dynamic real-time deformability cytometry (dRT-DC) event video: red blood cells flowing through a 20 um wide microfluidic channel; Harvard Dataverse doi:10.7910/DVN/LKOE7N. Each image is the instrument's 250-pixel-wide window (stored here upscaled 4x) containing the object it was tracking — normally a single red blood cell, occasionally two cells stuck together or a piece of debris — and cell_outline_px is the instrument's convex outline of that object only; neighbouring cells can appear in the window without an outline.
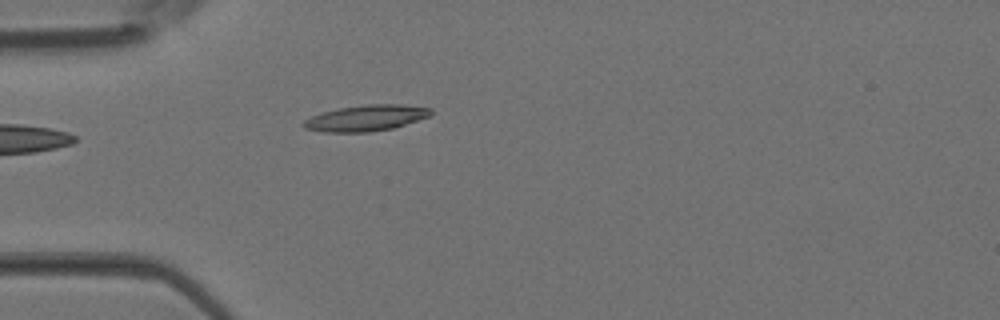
{"species": "Egyptian fruit bat (a non-hibernating species)", "species_latin": "Rousettus aegyptiacus", "temperature_condition": "room temperature", "stored_images_in_passage": 3, "camera_frame_rate_fps": 3000, "um_per_image_px": 0.085, "animal": {"sex": "female"}, "frame": {"image": 1, "passage_image": 3, "time_ms": 0.667, "image_size_px": [1000, 320], "cell_outline_px": [[432, 112], [428, 116], [392, 128], [368, 132], [324, 132], [304, 128], [300, 124], [304, 120], [320, 112], [336, 108], [368, 104], [400, 104], [432, 108]], "centroid_in_image_um": [31.04, 10.02], "position_along_channel_um": 54.0, "area_um2": 19.25}}